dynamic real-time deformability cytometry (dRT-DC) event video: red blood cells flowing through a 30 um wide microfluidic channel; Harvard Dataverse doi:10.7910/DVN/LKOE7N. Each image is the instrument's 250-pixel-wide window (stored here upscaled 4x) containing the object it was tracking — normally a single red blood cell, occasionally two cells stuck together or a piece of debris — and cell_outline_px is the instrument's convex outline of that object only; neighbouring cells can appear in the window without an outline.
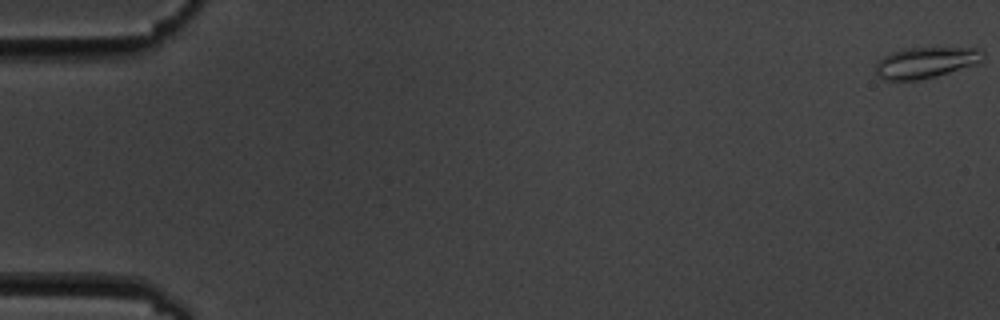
{"species": "common noctule bat (a hibernating species)", "species_latin": "Nyctalus noctula", "temperature_condition": "cold", "stored_images_in_passage": 5, "camera_frame_rate_fps": 3000, "um_per_image_px": 0.085, "animal": {"sex": "male", "body_mass_g": 19.5, "forearm_length_mm": 54.6}, "frame": {"image": 1, "passage_image": 1, "time_ms": 0.0, "image_size_px": [1000, 320], "cell_outline_px": [[984, 56], [976, 64], [936, 76], [920, 80], [884, 80], [876, 76], [876, 64], [884, 56], [892, 52], [908, 48], [980, 48], [984, 52]], "centroid_in_image_um": [78.68, 5.32], "position_along_channel_um": 6.3, "area_um2": 19.25}}
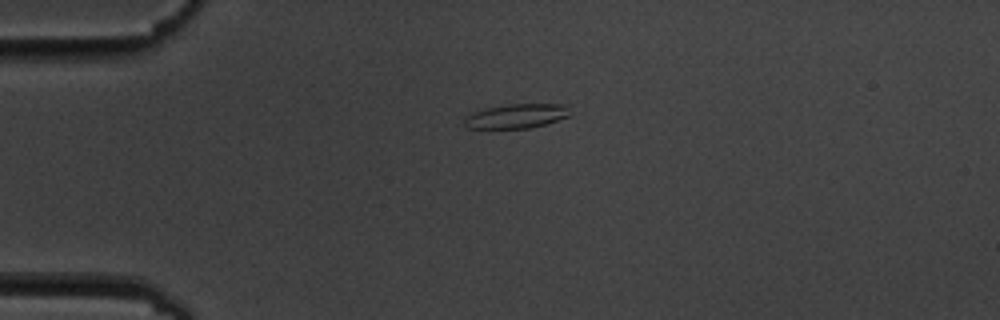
{"frame": {"image": 2, "passage_image": 5, "time_ms": 4.667, "image_size_px": [1000, 320], "cell_outline_px": [[572, 116], [544, 124], [528, 128], [468, 128], [464, 124], [464, 116], [484, 108], [508, 104], [568, 104]], "centroid_in_image_um": [43.93, 9.85], "position_along_channel_um": 41.1, "area_um2": 15.14}}